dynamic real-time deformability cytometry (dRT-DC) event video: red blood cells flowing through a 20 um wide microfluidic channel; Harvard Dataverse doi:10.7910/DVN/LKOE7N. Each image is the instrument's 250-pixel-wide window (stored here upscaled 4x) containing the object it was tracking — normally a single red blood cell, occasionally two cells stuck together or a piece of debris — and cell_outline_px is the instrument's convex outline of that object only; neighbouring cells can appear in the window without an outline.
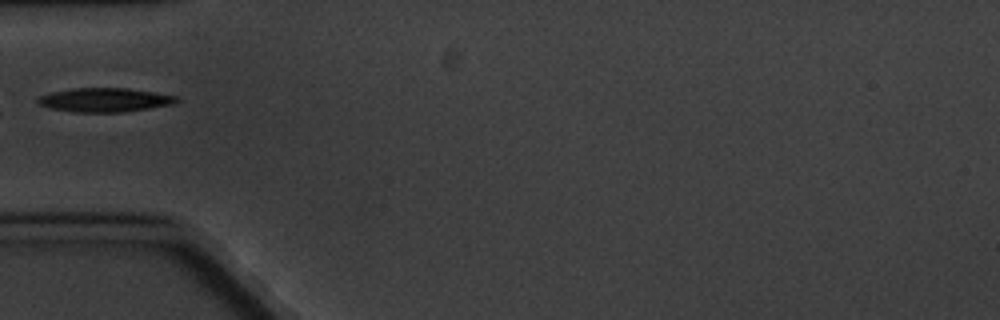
{"species": "common noctule bat (a hibernating species)", "species_latin": "Nyctalus noctula", "temperature_condition": "cold", "stored_images_in_passage": 6, "camera_frame_rate_fps": 3000, "um_per_image_px": 0.085, "animal": {"sex": "male", "body_mass_g": 20.1, "forearm_length_mm": 53.5}, "frame": {"image": 1, "passage_image": 6, "time_ms": 5.667, "image_size_px": [1000, 320], "cell_outline_px": [[180, 100], [176, 104], [124, 112], [76, 112], [48, 108], [40, 104], [36, 100], [40, 96], [52, 92], [76, 88], [128, 88], [180, 96]], "centroid_in_image_um": [8.98, 8.5], "position_along_channel_um": 76.0, "area_um2": 19.48}}